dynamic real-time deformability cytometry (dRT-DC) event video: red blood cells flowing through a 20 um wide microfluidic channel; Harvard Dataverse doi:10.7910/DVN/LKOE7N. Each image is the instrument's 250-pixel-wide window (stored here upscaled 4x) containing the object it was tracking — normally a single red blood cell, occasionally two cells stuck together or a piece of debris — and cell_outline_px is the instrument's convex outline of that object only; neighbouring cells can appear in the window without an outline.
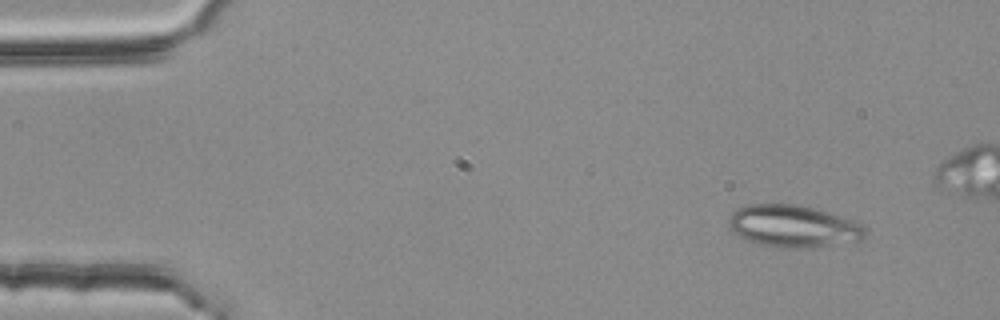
{"species": "common noctule bat (a hibernating species)", "species_latin": "Nyctalus noctula", "temperature_condition": "room temperature", "stored_images_in_passage": 4, "camera_frame_rate_fps": 3000, "um_per_image_px": 0.085, "animal": {"sex": "female", "body_mass_g": 25.1}, "frame": {"image": 1, "passage_image": 1, "time_ms": 0.0, "image_size_px": [1000, 320], "cell_outline_px": [[868, 232], [860, 240], [828, 244], [760, 244], [748, 240], [732, 232], [728, 228], [728, 220], [732, 212], [736, 208], [748, 204], [796, 204], [812, 208], [852, 220], [868, 228]], "centroid_in_image_um": [67.36, 19.15], "position_along_channel_um": 17.6, "area_um2": 31.91}}